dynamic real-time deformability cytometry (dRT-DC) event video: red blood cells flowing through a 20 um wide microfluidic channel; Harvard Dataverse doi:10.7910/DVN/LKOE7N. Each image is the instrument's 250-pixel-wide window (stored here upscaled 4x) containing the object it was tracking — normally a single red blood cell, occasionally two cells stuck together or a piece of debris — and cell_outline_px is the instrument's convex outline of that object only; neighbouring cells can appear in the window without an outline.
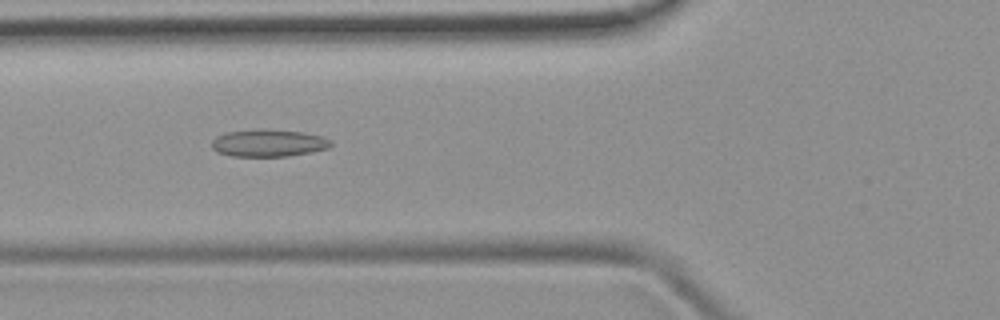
{"species": "common noctule bat (a hibernating species)", "species_latin": "Nyctalus noctula", "temperature_condition": "room temperature", "stored_images_in_passage": 48, "camera_frame_rate_fps": 3000, "um_per_image_px": 0.085, "animal": {"sex": "female", "body_mass_g": 19.9}, "frame": {"image": 1, "passage_image": 18, "time_ms": 5.667, "image_size_px": [1000, 320], "cell_outline_px": [[332, 144], [328, 148], [312, 152], [288, 156], [232, 156], [216, 152], [212, 148], [212, 140], [216, 136], [224, 132], [252, 128], [264, 128], [304, 132], [320, 136], [332, 140]], "centroid_in_image_um": [22.79, 12.13], "position_along_channel_um": 103.0, "area_um2": 19.36}}
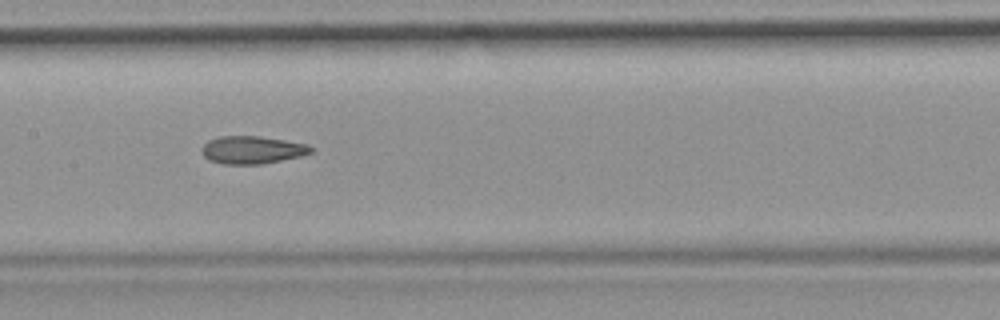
{"frame": {"image": 2, "passage_image": 24, "time_ms": 7.667, "image_size_px": [1000, 320], "cell_outline_px": [[312, 152], [300, 156], [260, 164], [224, 164], [208, 160], [204, 156], [204, 144], [208, 140], [220, 136], [260, 136], [308, 144], [312, 148]], "centroid_in_image_um": [21.44, 12.73], "position_along_channel_um": 186.0, "area_um2": 17.4}}
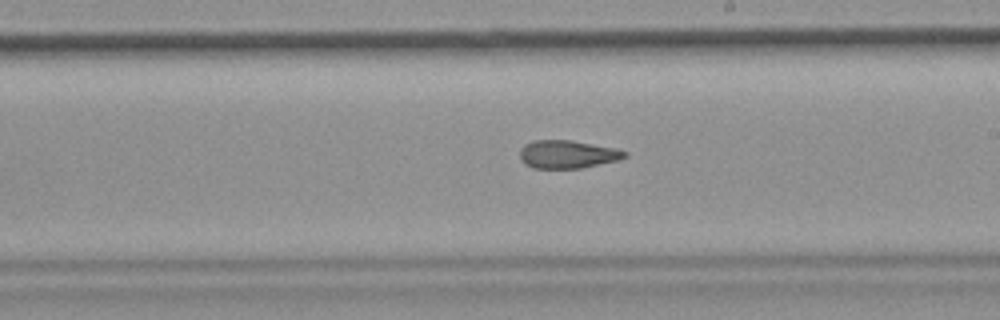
{"frame": {"image": 3, "passage_image": 28, "time_ms": 9.0, "image_size_px": [1000, 320], "cell_outline_px": [[628, 156], [620, 160], [580, 168], [532, 168], [524, 164], [520, 160], [520, 148], [524, 144], [532, 140], [572, 140], [616, 148], [628, 152]], "centroid_in_image_um": [48.23, 13.11], "position_along_channel_um": 240.8, "area_um2": 17.4}}